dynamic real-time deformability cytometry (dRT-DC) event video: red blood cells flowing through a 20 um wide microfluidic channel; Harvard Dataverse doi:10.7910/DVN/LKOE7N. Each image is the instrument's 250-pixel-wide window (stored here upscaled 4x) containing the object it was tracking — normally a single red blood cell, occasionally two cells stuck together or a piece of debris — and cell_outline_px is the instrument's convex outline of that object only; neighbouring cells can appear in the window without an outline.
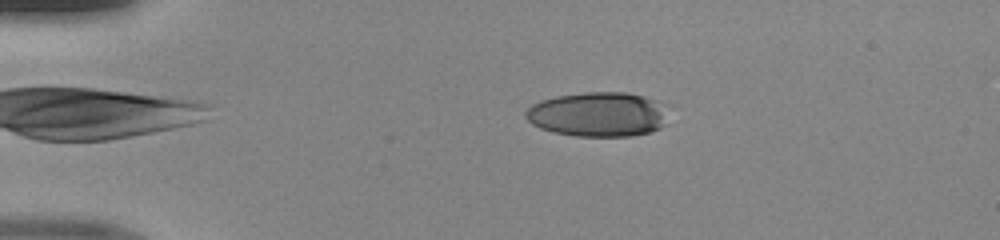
{"species": "human", "species_latin": "Homo sapiens", "temperature_condition": "room temperature", "stored_images_in_passage": 47, "camera_frame_rate_fps": 3000, "um_per_image_px": 0.085, "donor": {"sex": "male"}, "frame": {"image": 1, "passage_image": 9, "time_ms": 2.667, "image_size_px": [1000, 240], "cell_outline_px": [[672, 104], [664, 124], [660, 128], [648, 132], [632, 136], [576, 136], [552, 132], [540, 128], [532, 124], [524, 116], [524, 112], [532, 104], [540, 100], [556, 96], [584, 92], [624, 92], [644, 96]], "centroid_in_image_um": [50.9, 9.7], "position_along_channel_um": 34.1, "area_um2": 37.86}}
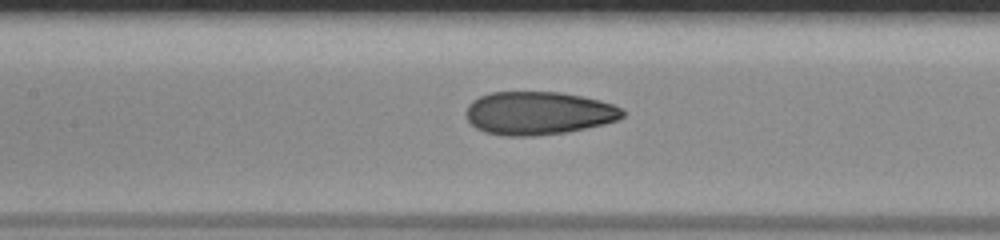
{"frame": {"image": 2, "passage_image": 22, "time_ms": 7.0, "image_size_px": [1000, 240], "cell_outline_px": [[624, 116], [616, 120], [604, 124], [568, 132], [536, 136], [504, 136], [484, 132], [476, 128], [468, 120], [464, 112], [468, 104], [472, 100], [480, 96], [492, 92], [560, 92], [600, 100], [612, 104], [620, 108], [624, 112]], "centroid_in_image_um": [45.73, 9.62], "position_along_channel_um": 161.7, "area_um2": 39.54}}
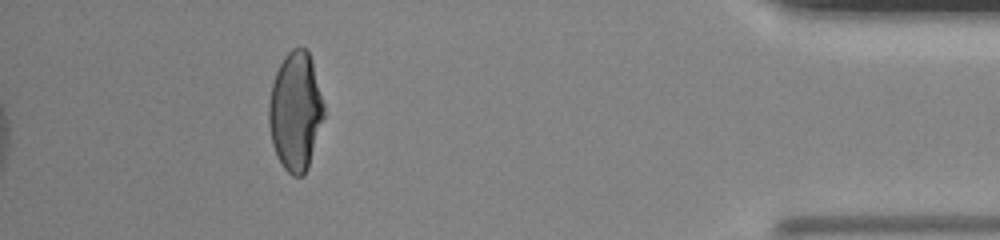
{"frame": {"image": 3, "passage_image": 43, "time_ms": 14.0, "image_size_px": [1000, 240], "cell_outline_px": [[324, 116], [308, 168], [304, 176], [292, 176], [284, 168], [276, 156], [272, 144], [268, 124], [268, 104], [272, 84], [276, 72], [284, 56], [292, 48], [308, 48], [312, 60], [324, 104]], "centroid_in_image_um": [25.11, 9.46], "position_along_channel_um": 410.1, "area_um2": 38.26}}